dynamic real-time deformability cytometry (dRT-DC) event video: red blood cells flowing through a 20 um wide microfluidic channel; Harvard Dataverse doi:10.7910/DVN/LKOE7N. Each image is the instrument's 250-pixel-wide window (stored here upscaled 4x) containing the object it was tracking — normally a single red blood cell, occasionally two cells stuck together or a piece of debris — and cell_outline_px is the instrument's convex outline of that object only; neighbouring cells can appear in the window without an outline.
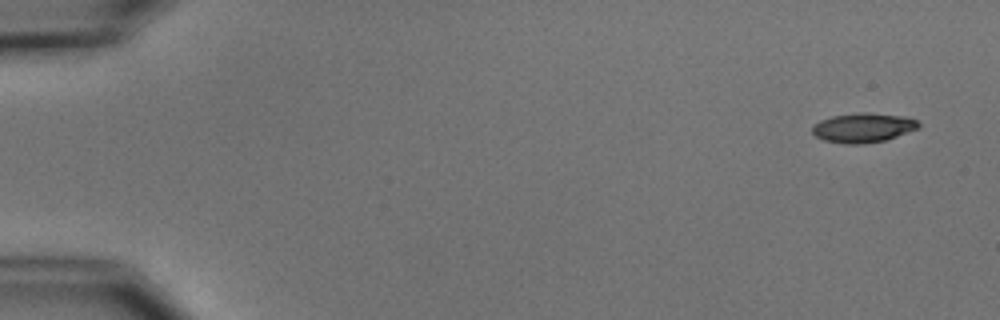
{"species": "common noctule bat (a hibernating species)", "species_latin": "Nyctalus noctula", "temperature_condition": "cold", "stored_images_in_passage": 5, "camera_frame_rate_fps": 3000, "um_per_image_px": 0.085, "animal": {"sex": "male", "body_mass_g": 15.6}, "frame": {"image": 1, "passage_image": 1, "time_ms": 0.0, "image_size_px": [1000, 320], "cell_outline_px": [[920, 128], [884, 140], [864, 144], [844, 144], [824, 140], [816, 136], [812, 132], [812, 124], [820, 120], [832, 116], [860, 112], [868, 112], [904, 116], [916, 120], [920, 124]], "centroid_in_image_um": [73.35, 10.85], "position_along_channel_um": 11.7, "area_um2": 18.32}}
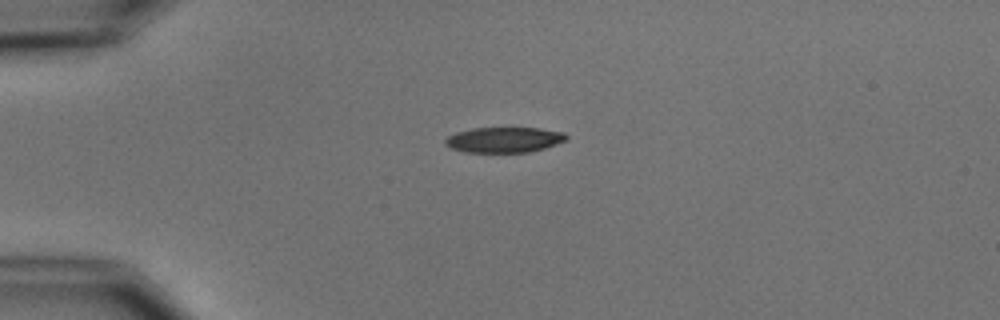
{"frame": {"image": 2, "passage_image": 4, "time_ms": 3.667, "image_size_px": [1000, 320], "cell_outline_px": [[568, 140], [544, 148], [528, 152], [464, 152], [452, 148], [444, 144], [444, 140], [448, 136], [456, 132], [472, 128], [540, 128], [564, 132], [568, 136]], "centroid_in_image_um": [42.86, 11.88], "position_along_channel_um": 42.1, "area_um2": 17.98}}